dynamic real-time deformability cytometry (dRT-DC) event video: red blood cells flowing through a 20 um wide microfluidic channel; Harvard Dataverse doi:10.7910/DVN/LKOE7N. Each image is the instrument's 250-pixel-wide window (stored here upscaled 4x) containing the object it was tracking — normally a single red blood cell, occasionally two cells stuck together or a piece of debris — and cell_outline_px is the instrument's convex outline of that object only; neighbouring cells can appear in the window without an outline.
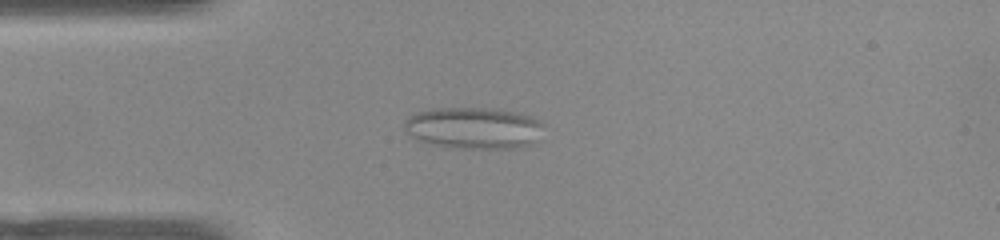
{"species": "common noctule bat (a hibernating species)", "species_latin": "Nyctalus noctula", "temperature_condition": "warm", "stored_images_in_passage": 41, "camera_frame_rate_fps": 3000, "um_per_image_px": 0.085, "animal": {"sex": "female", "body_mass_g": 22.0, "forearm_length_mm": 56.7}, "frame": {"image": 1, "passage_image": 2, "time_ms": 0.333, "image_size_px": [1000, 240], "cell_outline_px": [[544, 124], [540, 140], [532, 144], [520, 148], [452, 148], [420, 140], [412, 136], [404, 128], [404, 120], [408, 116], [416, 112], [432, 108], [484, 108], [516, 112], [532, 116], [540, 120]], "centroid_in_image_um": [40.32, 10.88], "position_along_channel_um": 44.7, "area_um2": 34.04}}
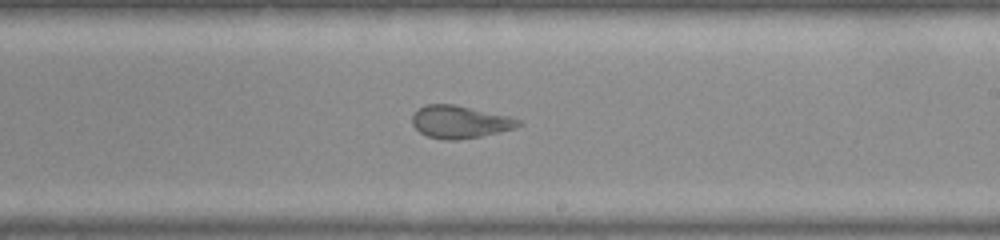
{"frame": {"image": 2, "passage_image": 19, "time_ms": 6.0, "image_size_px": [1000, 240], "cell_outline_px": [[524, 124], [516, 128], [480, 136], [460, 140], [444, 140], [428, 136], [420, 132], [412, 124], [412, 116], [424, 104], [452, 104], [508, 116], [520, 120]], "centroid_in_image_um": [39.09, 10.37], "position_along_channel_um": 249.9, "area_um2": 20.0}}
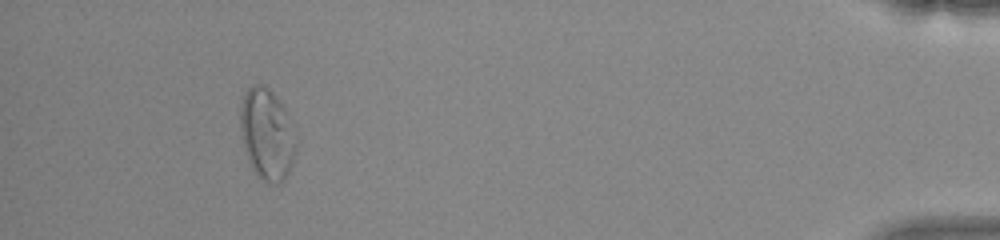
{"frame": {"image": 3, "passage_image": 37, "time_ms": 12.0, "image_size_px": [1000, 240], "cell_outline_px": [[296, 148], [288, 172], [284, 180], [280, 184], [268, 184], [256, 176], [248, 160], [244, 148], [240, 132], [240, 104], [244, 92], [252, 84], [264, 84], [276, 96], [284, 108], [292, 124], [296, 140]], "centroid_in_image_um": [22.66, 11.41], "position_along_channel_um": 412.5, "area_um2": 29.94}, "authors_computed_cell_mechanics": {"area_um2": 23.7558, "velocity_mm_per_s": 3.8621, "shape_relaxation_time_tau1_ms": null, "shape_relaxation_time_tau2_ms": 1.1789, "deformation_change_tau1": null, "deformation_change_tau2": 0.0868}}